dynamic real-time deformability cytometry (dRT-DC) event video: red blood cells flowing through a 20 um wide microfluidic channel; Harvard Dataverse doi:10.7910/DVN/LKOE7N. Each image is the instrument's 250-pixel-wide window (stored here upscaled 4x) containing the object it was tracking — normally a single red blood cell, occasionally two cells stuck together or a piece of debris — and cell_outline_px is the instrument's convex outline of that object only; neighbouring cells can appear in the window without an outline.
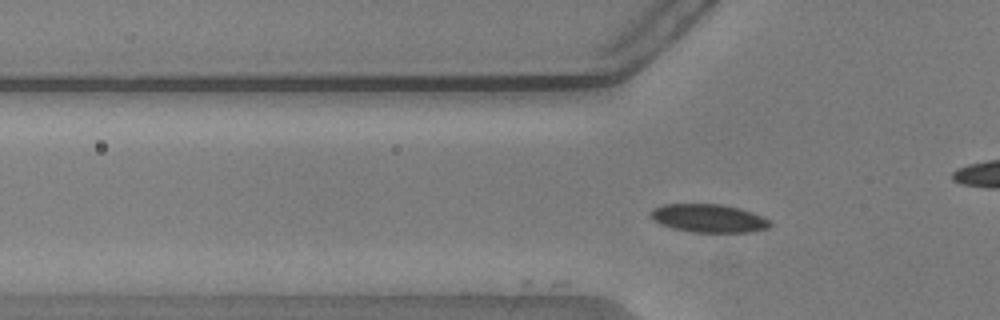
{"species": "common noctule bat (a hibernating species)", "species_latin": "Nyctalus noctula", "temperature_condition": "warm", "stored_images_in_passage": 12, "camera_frame_rate_fps": 3000, "um_per_image_px": 0.085, "animal": {"sex": "male", "body_mass_g": 20.5, "forearm_length_mm": 52.5}, "frame": {"image": 1, "passage_image": 12, "time_ms": 3.667, "image_size_px": [1000, 320], "cell_outline_px": [[772, 224], [768, 228], [748, 232], [692, 232], [672, 228], [660, 224], [652, 220], [648, 212], [652, 208], [664, 204], [720, 204], [740, 208], [752, 212], [768, 220]], "centroid_in_image_um": [60.17, 18.55], "position_along_channel_um": 65.6, "area_um2": 19.71}}